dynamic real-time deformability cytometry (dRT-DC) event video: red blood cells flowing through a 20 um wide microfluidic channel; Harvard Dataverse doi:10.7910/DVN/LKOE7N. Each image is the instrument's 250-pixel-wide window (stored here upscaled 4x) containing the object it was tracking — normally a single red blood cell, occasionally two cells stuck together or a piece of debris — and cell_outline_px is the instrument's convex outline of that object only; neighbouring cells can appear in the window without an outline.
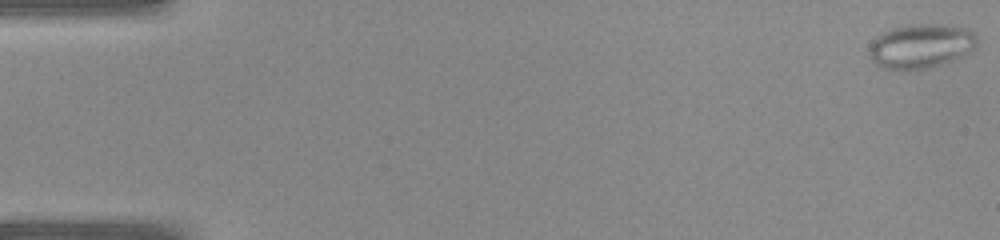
{"species": "common noctule bat (a hibernating species)", "species_latin": "Nyctalus noctula", "temperature_condition": "warm", "stored_images_in_passage": 40, "camera_frame_rate_fps": 3000, "um_per_image_px": 0.085, "animal": {"sex": "female", "body_mass_g": 22.0, "forearm_length_mm": 56.7}, "frame": {"image": 1, "passage_image": 1, "time_ms": 0.0, "image_size_px": [1000, 240], "cell_outline_px": [[976, 48], [964, 56], [940, 64], [924, 68], [884, 68], [876, 64], [868, 56], [868, 48], [872, 40], [880, 32], [892, 28], [908, 24], [944, 24], [968, 28], [976, 32]], "centroid_in_image_um": [78.28, 3.87], "position_along_channel_um": 6.7, "area_um2": 28.03}}
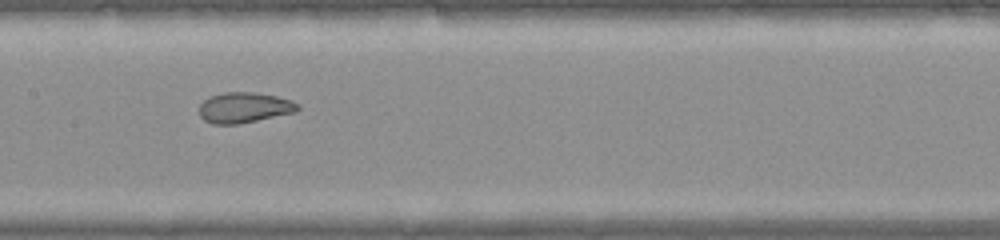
{"frame": {"image": 2, "passage_image": 21, "time_ms": 6.667, "image_size_px": [1000, 240], "cell_outline_px": [[300, 108], [296, 112], [236, 124], [212, 124], [204, 120], [200, 116], [200, 104], [204, 100], [212, 96], [224, 92], [252, 92], [276, 96], [292, 100], [300, 104]], "centroid_in_image_um": [20.78, 9.14], "position_along_channel_um": 186.6, "area_um2": 17.4}}
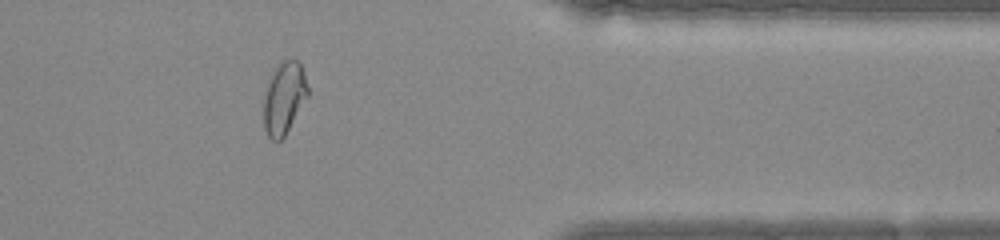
{"frame": {"image": 3, "passage_image": 34, "time_ms": 11.0, "image_size_px": [1000, 240], "cell_outline_px": [[308, 96], [284, 136], [280, 140], [272, 140], [268, 136], [264, 128], [264, 100], [268, 84], [276, 68], [284, 60], [296, 60], [300, 64], [304, 72], [308, 88]], "centroid_in_image_um": [24.16, 8.35], "position_along_channel_um": 387.2, "area_um2": 17.98}}